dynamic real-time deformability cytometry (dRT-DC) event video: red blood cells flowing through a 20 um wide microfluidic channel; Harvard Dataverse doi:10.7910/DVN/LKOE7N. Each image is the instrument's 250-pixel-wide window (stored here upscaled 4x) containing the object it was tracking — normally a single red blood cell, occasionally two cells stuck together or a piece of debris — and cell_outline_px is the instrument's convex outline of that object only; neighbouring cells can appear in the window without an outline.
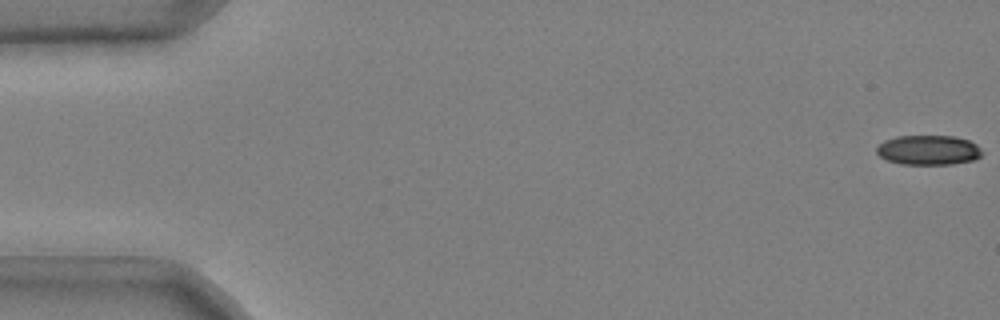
{"species": "common noctule bat (a hibernating species)", "species_latin": "Nyctalus noctula", "temperature_condition": "cold", "stored_images_in_passage": 51, "camera_frame_rate_fps": 3000, "um_per_image_px": 0.085, "animal": {"sex": "male", "body_mass_g": 20.4}, "frame": {"image": 1, "passage_image": 1, "time_ms": 0.0, "image_size_px": [1000, 320], "cell_outline_px": [[984, 152], [976, 160], [952, 164], [900, 164], [888, 160], [880, 156], [876, 152], [876, 148], [884, 140], [896, 136], [952, 136], [968, 140], [976, 144]], "centroid_in_image_um": [78.93, 12.76], "position_along_channel_um": 6.1, "area_um2": 18.32}}
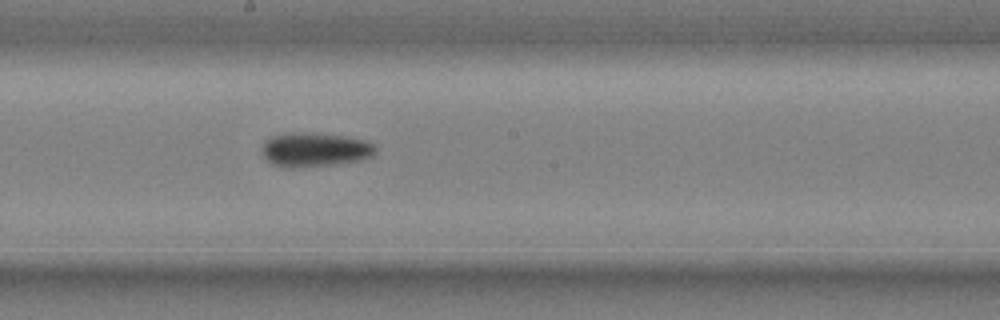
{"frame": {"image": 2, "passage_image": 30, "time_ms": 9.667, "image_size_px": [1000, 320], "cell_outline_px": [[376, 152], [372, 156], [360, 160], [332, 164], [300, 168], [280, 168], [272, 164], [264, 156], [264, 144], [272, 136], [304, 132], [312, 132], [344, 136], [364, 140], [372, 144], [376, 148]], "centroid_in_image_um": [26.78, 12.74], "position_along_channel_um": 221.4, "area_um2": 22.37}}
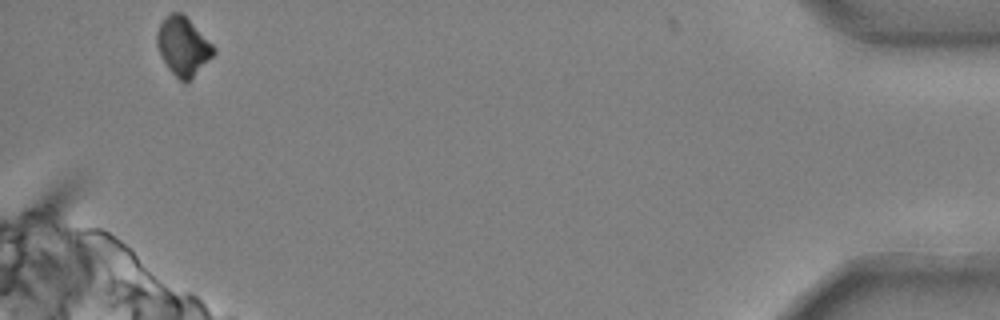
{"frame": {"image": 3, "passage_image": 51, "time_ms": 16.667, "image_size_px": [1000, 320], "cell_outline_px": [[216, 52], [184, 84], [168, 68], [156, 44], [156, 32], [164, 16], [168, 12], [180, 12], [216, 48]], "centroid_in_image_um": [15.52, 3.9], "position_along_channel_um": 419.7, "area_um2": 18.73}, "authors_computed_cell_mechanics": {"area_um2": 21.0392, "velocity_mm_per_s": 3.711, "shape_relaxation_time_tau1_ms": 5.6514, "shape_relaxation_time_tau2_ms": null, "deformation_change_tau1": 0.1412, "deformation_change_tau2": null}}